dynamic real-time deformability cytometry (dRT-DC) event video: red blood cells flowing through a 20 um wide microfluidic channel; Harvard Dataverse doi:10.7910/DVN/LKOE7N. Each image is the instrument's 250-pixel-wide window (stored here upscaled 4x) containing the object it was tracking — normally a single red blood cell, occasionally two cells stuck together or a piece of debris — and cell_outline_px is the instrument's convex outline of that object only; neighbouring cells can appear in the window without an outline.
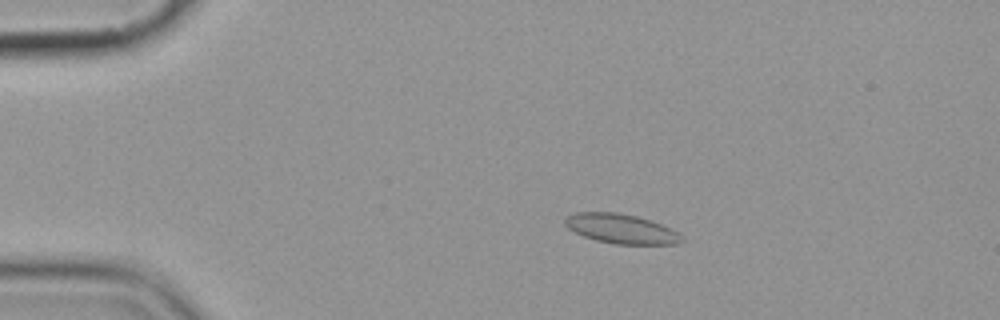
{"species": "common noctule bat (a hibernating species)", "species_latin": "Nyctalus noctula", "temperature_condition": "cold", "stored_images_in_passage": 6, "camera_frame_rate_fps": 3000, "um_per_image_px": 0.085, "animal": {"sex": "female", "body_mass_g": 19.9}, "frame": {"image": 1, "passage_image": 3, "time_ms": 3.333, "image_size_px": [1000, 320], "cell_outline_px": [[684, 240], [676, 244], [616, 244], [596, 240], [584, 236], [568, 228], [564, 224], [564, 220], [568, 216], [576, 212], [616, 212], [636, 216], [652, 220], [684, 236]], "centroid_in_image_um": [52.8, 19.44], "position_along_channel_um": 32.2, "area_um2": 19.94}}
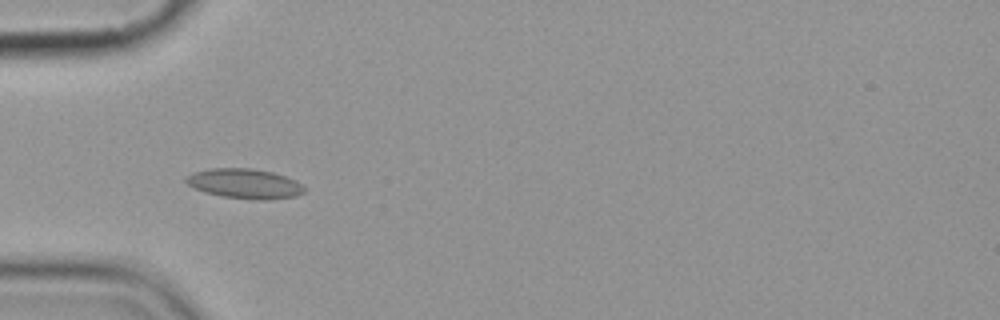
{"frame": {"image": 2, "passage_image": 5, "time_ms": 5.667, "image_size_px": [1000, 320], "cell_outline_px": [[308, 188], [304, 192], [296, 196], [268, 200], [252, 200], [220, 196], [204, 192], [192, 188], [184, 180], [184, 176], [192, 172], [212, 168], [252, 168], [272, 172], [296, 180]], "centroid_in_image_um": [20.78, 15.62], "position_along_channel_um": 64.2, "area_um2": 20.98}}
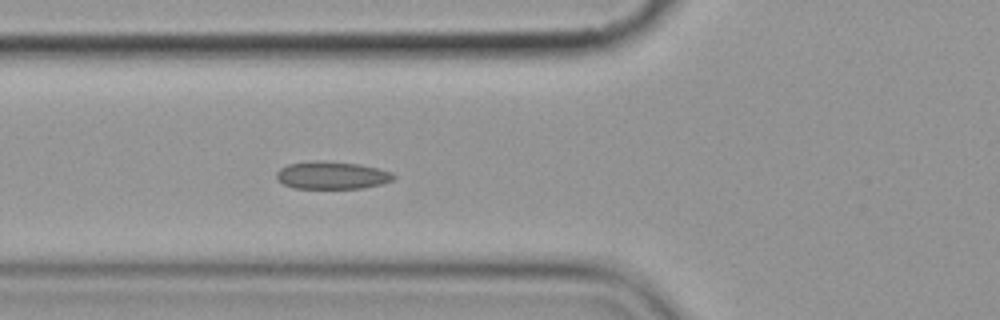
{"frame": {"image": 3, "passage_image": 6, "time_ms": 6.667, "image_size_px": [1000, 320], "cell_outline_px": [[396, 176], [392, 180], [380, 184], [364, 188], [292, 188], [276, 180], [276, 172], [280, 168], [288, 164], [312, 160], [324, 160], [360, 164], [392, 172]], "centroid_in_image_um": [28.17, 14.89], "position_along_channel_um": 97.6, "area_um2": 19.02}}